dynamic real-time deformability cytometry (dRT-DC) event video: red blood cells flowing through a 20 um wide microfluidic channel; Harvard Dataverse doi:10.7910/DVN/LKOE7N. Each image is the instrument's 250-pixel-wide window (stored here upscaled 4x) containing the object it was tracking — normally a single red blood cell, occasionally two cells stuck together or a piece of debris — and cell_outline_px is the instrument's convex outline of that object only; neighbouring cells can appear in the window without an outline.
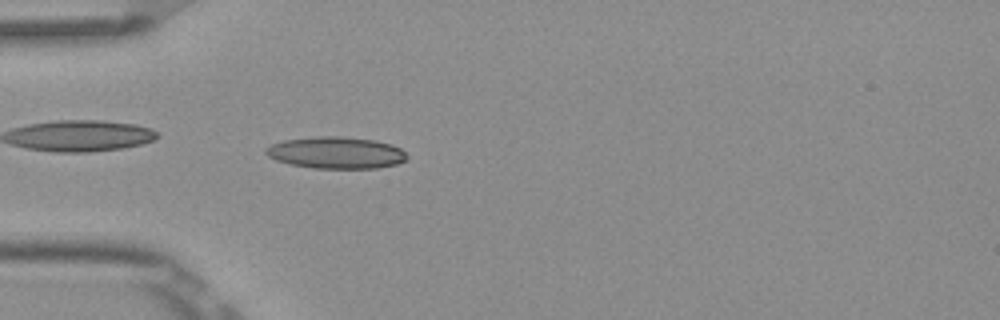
{"species": "Egyptian fruit bat (a non-hibernating species)", "species_latin": "Rousettus aegyptiacus", "temperature_condition": "room temperature", "stored_images_in_passage": 4, "camera_frame_rate_fps": 3000, "um_per_image_px": 0.085, "frame": {"image": 1, "passage_image": 4, "time_ms": 1.0, "image_size_px": [1000, 320], "cell_outline_px": [[408, 160], [396, 164], [376, 168], [312, 168], [292, 164], [276, 160], [268, 156], [264, 152], [264, 148], [272, 144], [284, 140], [320, 136], [340, 136], [376, 140], [392, 144], [400, 148], [408, 156]], "centroid_in_image_um": [28.58, 12.97], "position_along_channel_um": 56.4, "area_um2": 26.18}}